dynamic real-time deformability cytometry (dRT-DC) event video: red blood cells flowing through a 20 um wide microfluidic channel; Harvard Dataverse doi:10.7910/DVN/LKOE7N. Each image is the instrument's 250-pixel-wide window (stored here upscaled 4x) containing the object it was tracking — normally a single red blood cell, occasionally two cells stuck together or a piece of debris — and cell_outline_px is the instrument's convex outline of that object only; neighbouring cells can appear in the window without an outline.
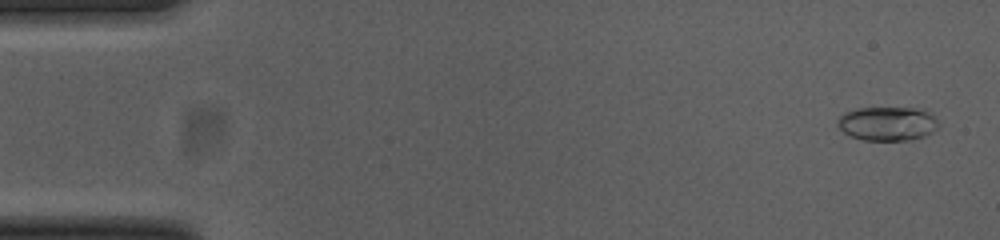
{"species": "common noctule bat (a hibernating species)", "species_latin": "Nyctalus noctula", "temperature_condition": "cold", "stored_images_in_passage": 54, "camera_frame_rate_fps": 3000, "um_per_image_px": 0.085, "animal": {"sex": "female", "body_mass_g": 23.0, "forearm_length_mm": 53.4}, "frame": {"image": 1, "passage_image": 2, "time_ms": 0.333, "image_size_px": [1000, 240], "cell_outline_px": [[940, 124], [932, 132], [924, 136], [912, 140], [864, 140], [848, 136], [836, 124], [840, 116], [844, 112], [856, 108], [924, 108]], "centroid_in_image_um": [75.42, 10.51], "position_along_channel_um": 9.6, "area_um2": 20.11}}
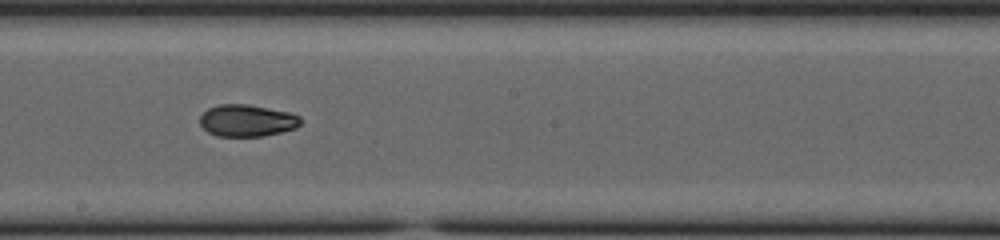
{"frame": {"image": 2, "passage_image": 30, "time_ms": 9.667, "image_size_px": [1000, 240], "cell_outline_px": [[300, 124], [296, 128], [264, 136], [216, 136], [208, 132], [200, 124], [200, 116], [208, 108], [220, 104], [248, 104], [288, 112], [300, 116]], "centroid_in_image_um": [20.98, 10.25], "position_along_channel_um": 227.2, "area_um2": 18.67}}
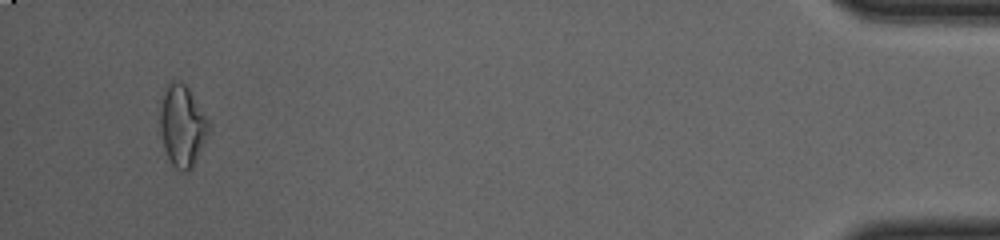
{"frame": {"image": 3, "passage_image": 52, "time_ms": 17.0, "image_size_px": [1000, 240], "cell_outline_px": [[212, 124], [188, 172], [184, 172], [176, 168], [172, 164], [164, 148], [160, 128], [160, 108], [164, 92], [168, 84], [172, 80], [176, 80], [184, 84], [188, 88]], "centroid_in_image_um": [15.48, 10.65], "position_along_channel_um": 419.7, "area_um2": 22.54}, "authors_computed_cell_mechanics": {"area_um2": 19.2474, "velocity_mm_per_s": 3.7117, "shape_relaxation_time_tau1_ms": 3.9068, "shape_relaxation_time_tau2_ms": 4.0234, "deformation_change_tau1": 0.1628, "deformation_change_tau2": 0.0795}}